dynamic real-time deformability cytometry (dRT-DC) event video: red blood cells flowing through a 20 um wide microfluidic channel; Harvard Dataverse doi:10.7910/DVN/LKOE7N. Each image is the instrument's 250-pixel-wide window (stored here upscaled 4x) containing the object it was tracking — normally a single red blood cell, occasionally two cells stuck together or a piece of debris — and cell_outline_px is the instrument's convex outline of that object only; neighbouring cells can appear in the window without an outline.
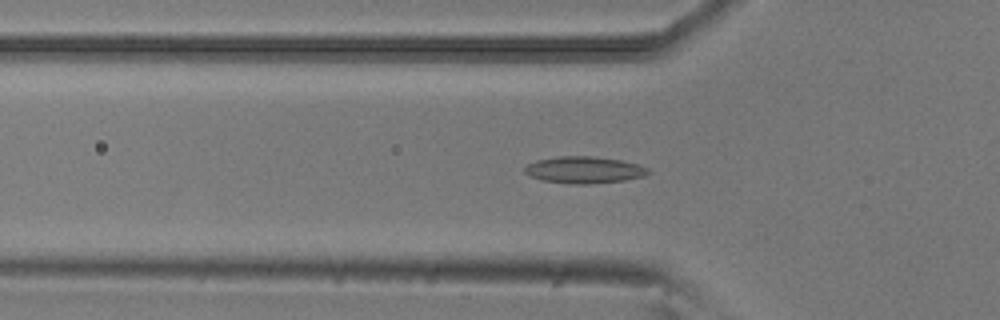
{"species": "common noctule bat (a hibernating species)", "species_latin": "Nyctalus noctula", "temperature_condition": "room temperature", "stored_images_in_passage": 37, "camera_frame_rate_fps": 3000, "um_per_image_px": 0.085, "animal": {"sex": "male", "body_mass_g": 20.5, "forearm_length_mm": 52.5}, "frame": {"image": 1, "passage_image": 2, "time_ms": 0.333, "image_size_px": [1000, 320], "cell_outline_px": [[652, 172], [644, 176], [624, 180], [588, 184], [572, 184], [540, 180], [524, 172], [524, 168], [528, 164], [536, 160], [560, 156], [592, 156], [620, 160], [640, 164], [648, 168]], "centroid_in_image_um": [49.67, 14.44], "position_along_channel_um": 76.1, "area_um2": 19.31}}
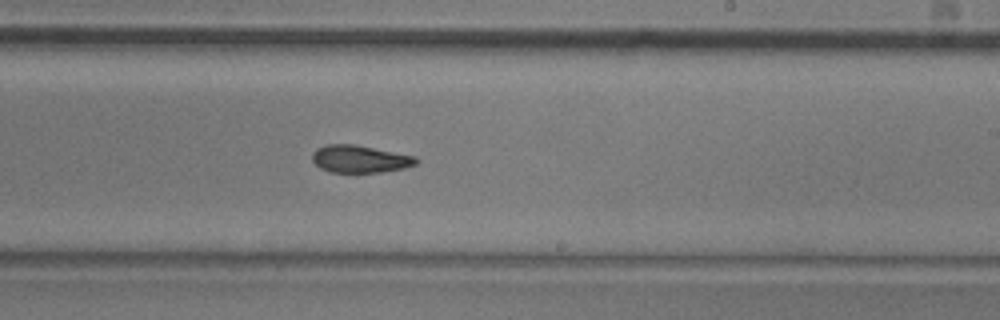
{"frame": {"image": 2, "passage_image": 16, "time_ms": 5.0, "image_size_px": [1000, 320], "cell_outline_px": [[420, 160], [416, 164], [404, 168], [380, 172], [328, 172], [320, 168], [312, 160], [312, 152], [316, 148], [324, 144], [352, 144], [416, 156]], "centroid_in_image_um": [30.57, 13.51], "position_along_channel_um": 258.4, "area_um2": 16.65}}
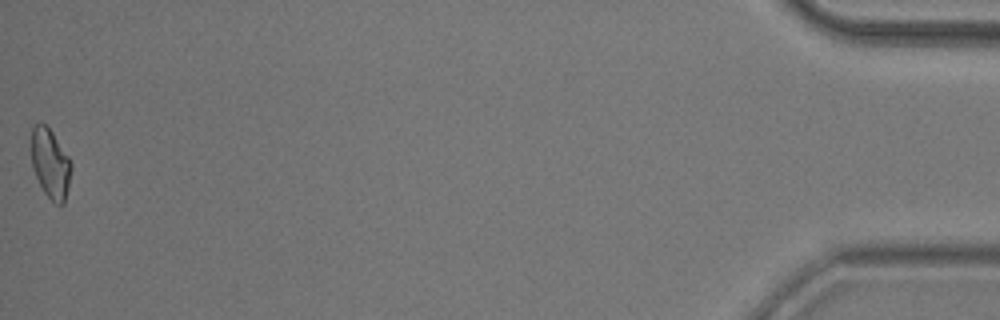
{"frame": {"image": 3, "passage_image": 37, "time_ms": 12.0, "image_size_px": [1000, 320], "cell_outline_px": [[72, 168], [68, 188], [64, 204], [56, 204], [44, 192], [32, 168], [32, 128], [36, 124], [44, 124], [52, 132], [68, 156], [72, 164]], "centroid_in_image_um": [4.3, 13.93], "position_along_channel_um": 430.9, "area_um2": 15.9}, "authors_computed_cell_mechanics": {"area_um2": 16.8776, "velocity_mm_per_s": 3.8893, "shape_relaxation_time_tau1_ms": 6.0718, "shape_relaxation_time_tau2_ms": 3.9763, "deformation_change_tau1": 0.128, "deformation_change_tau2": 0.0971}}